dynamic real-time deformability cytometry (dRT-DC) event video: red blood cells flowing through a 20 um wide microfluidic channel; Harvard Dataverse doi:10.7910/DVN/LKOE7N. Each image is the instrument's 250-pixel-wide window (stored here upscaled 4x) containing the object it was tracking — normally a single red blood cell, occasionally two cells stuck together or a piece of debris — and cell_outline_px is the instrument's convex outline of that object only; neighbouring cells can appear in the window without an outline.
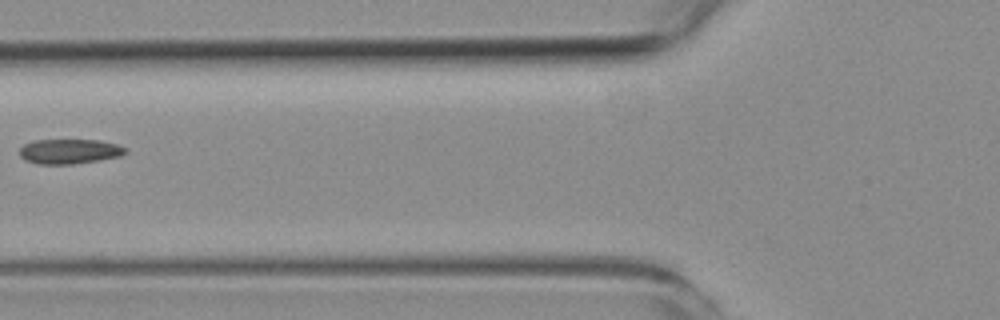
{"species": "common noctule bat (a hibernating species)", "species_latin": "Nyctalus noctula", "temperature_condition": "room temperature", "stored_images_in_passage": 6, "camera_frame_rate_fps": 3000, "um_per_image_px": 0.085, "animal": {"sex": "female", "body_mass_g": 19.3, "forearm_length_mm": 54.1}, "frame": {"image": 1, "passage_image": 6, "time_ms": 5.667, "image_size_px": [1000, 320], "cell_outline_px": [[128, 152], [120, 156], [100, 160], [72, 164], [36, 164], [24, 160], [20, 156], [20, 148], [24, 144], [32, 140], [100, 140], [120, 144], [128, 148]], "centroid_in_image_um": [5.93, 12.86], "position_along_channel_um": 119.9, "area_um2": 15.61}}